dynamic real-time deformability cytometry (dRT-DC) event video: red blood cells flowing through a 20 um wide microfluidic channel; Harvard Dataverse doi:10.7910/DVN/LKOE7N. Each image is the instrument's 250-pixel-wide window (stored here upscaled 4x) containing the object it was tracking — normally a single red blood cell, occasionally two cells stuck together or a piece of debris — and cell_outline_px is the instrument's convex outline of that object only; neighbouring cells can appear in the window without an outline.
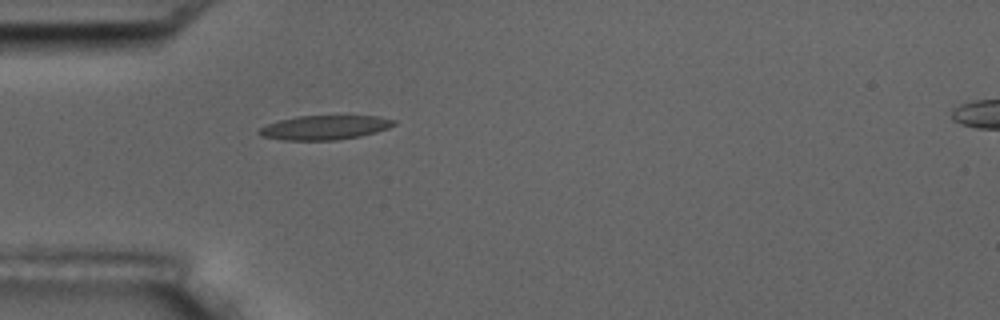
{"species": "common noctule bat (a hibernating species)", "species_latin": "Nyctalus noctula", "temperature_condition": "room temperature", "stored_images_in_passage": 5, "camera_frame_rate_fps": 3000, "um_per_image_px": 0.085, "animal": {"sex": "male", "body_mass_g": 17.5, "forearm_length_mm": 52.3}, "frame": {"image": 1, "passage_image": 5, "time_ms": 5.333, "image_size_px": [1000, 320], "cell_outline_px": [[396, 124], [388, 128], [376, 132], [360, 136], [336, 140], [284, 140], [260, 136], [256, 132], [260, 128], [268, 124], [280, 120], [300, 116], [376, 116], [396, 120]], "centroid_in_image_um": [27.6, 10.84], "position_along_channel_um": 57.4, "area_um2": 18.96}}